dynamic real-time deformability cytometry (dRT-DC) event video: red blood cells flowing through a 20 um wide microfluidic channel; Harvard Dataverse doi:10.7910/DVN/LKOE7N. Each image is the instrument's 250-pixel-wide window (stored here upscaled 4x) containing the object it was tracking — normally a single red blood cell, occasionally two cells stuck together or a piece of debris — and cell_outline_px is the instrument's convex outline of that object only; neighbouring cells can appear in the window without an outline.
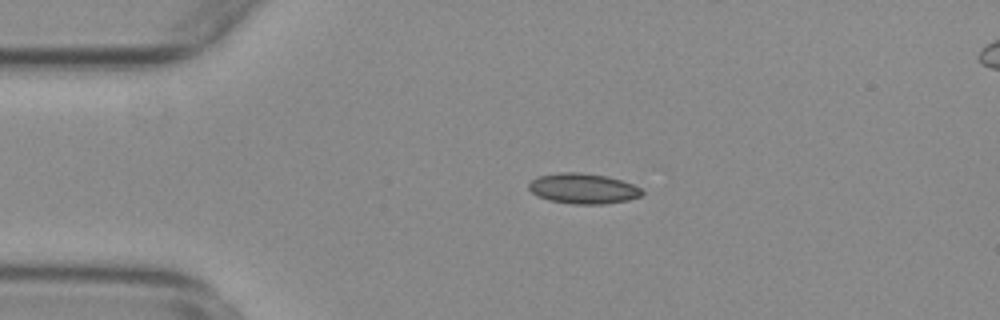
{"species": "common noctule bat (a hibernating species)", "species_latin": "Nyctalus noctula", "temperature_condition": "warm", "stored_images_in_passage": 50, "camera_frame_rate_fps": 3000, "um_per_image_px": 0.085, "animal": {"sex": "female", "body_mass_g": 29.2, "forearm_length_mm": 56.3}, "frame": {"image": 1, "passage_image": 7, "time_ms": 2.0, "image_size_px": [1000, 320], "cell_outline_px": [[644, 192], [640, 196], [628, 200], [604, 204], [572, 204], [548, 200], [532, 192], [528, 188], [528, 184], [532, 180], [540, 176], [560, 172], [580, 172], [608, 176], [632, 184], [640, 188]], "centroid_in_image_um": [49.57, 16.02], "position_along_channel_um": 35.4, "area_um2": 19.94}}
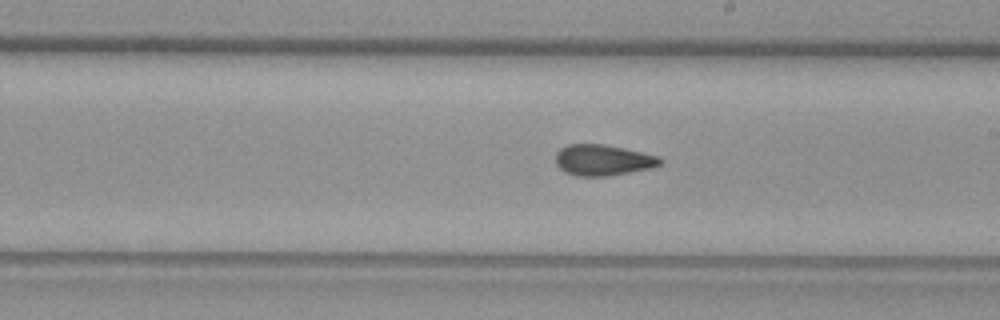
{"frame": {"image": 2, "passage_image": 26, "time_ms": 8.333, "image_size_px": [1000, 320], "cell_outline_px": [[664, 160], [660, 164], [652, 168], [608, 176], [576, 176], [564, 172], [556, 164], [556, 152], [560, 148], [568, 144], [604, 144], [624, 148], [660, 156]], "centroid_in_image_um": [51.25, 13.61], "position_along_channel_um": 237.7, "area_um2": 19.02}}
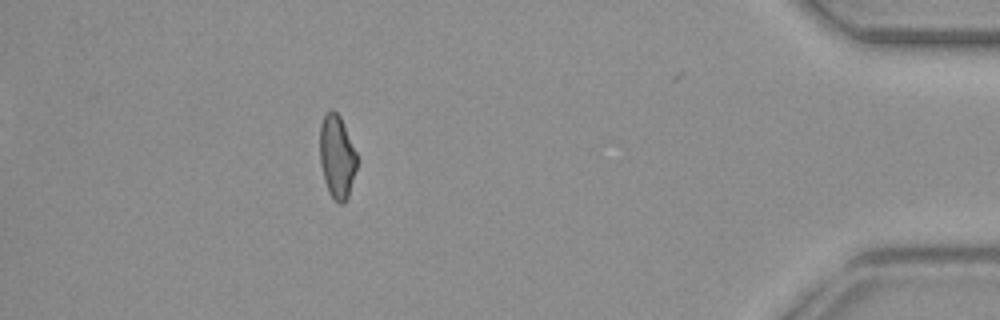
{"frame": {"image": 3, "passage_image": 44, "time_ms": 14.333, "image_size_px": [1000, 320], "cell_outline_px": [[356, 168], [348, 196], [344, 204], [340, 204], [328, 192], [324, 180], [320, 164], [320, 124], [324, 116], [332, 108], [340, 116], [356, 152]], "centroid_in_image_um": [28.62, 13.32], "position_along_channel_um": 406.6, "area_um2": 17.8}}